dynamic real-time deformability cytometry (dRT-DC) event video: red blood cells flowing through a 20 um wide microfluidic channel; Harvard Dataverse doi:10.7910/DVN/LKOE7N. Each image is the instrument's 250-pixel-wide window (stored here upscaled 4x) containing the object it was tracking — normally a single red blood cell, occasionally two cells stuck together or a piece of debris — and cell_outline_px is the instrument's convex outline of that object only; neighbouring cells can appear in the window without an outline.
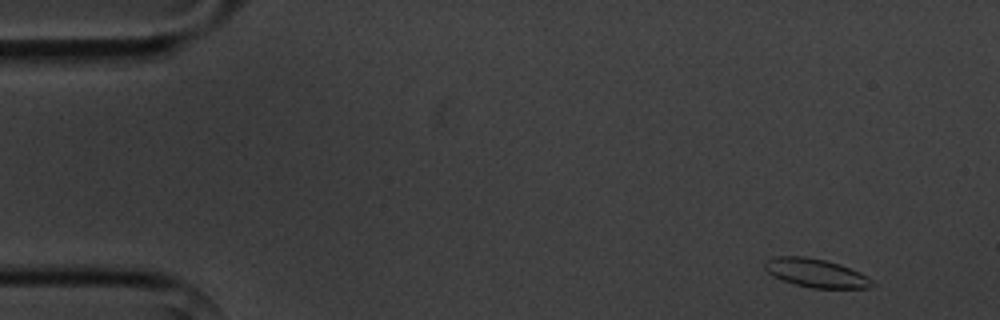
{"species": "common noctule bat (a hibernating species)", "species_latin": "Nyctalus noctula", "temperature_condition": "cold", "stored_images_in_passage": 4, "camera_frame_rate_fps": 3000, "um_per_image_px": 0.085, "animal": {"sex": "male", "body_mass_g": 20.1, "forearm_length_mm": 53.5}, "frame": {"image": 1, "passage_image": 1, "time_ms": 0.0, "image_size_px": [1000, 320], "cell_outline_px": [[876, 284], [868, 288], [812, 288], [796, 284], [784, 280], [768, 272], [764, 268], [764, 260], [776, 256], [804, 256], [824, 260], [840, 264], [860, 272], [868, 276]], "centroid_in_image_um": [69.38, 23.2], "position_along_channel_um": 15.6, "area_um2": 17.8}}